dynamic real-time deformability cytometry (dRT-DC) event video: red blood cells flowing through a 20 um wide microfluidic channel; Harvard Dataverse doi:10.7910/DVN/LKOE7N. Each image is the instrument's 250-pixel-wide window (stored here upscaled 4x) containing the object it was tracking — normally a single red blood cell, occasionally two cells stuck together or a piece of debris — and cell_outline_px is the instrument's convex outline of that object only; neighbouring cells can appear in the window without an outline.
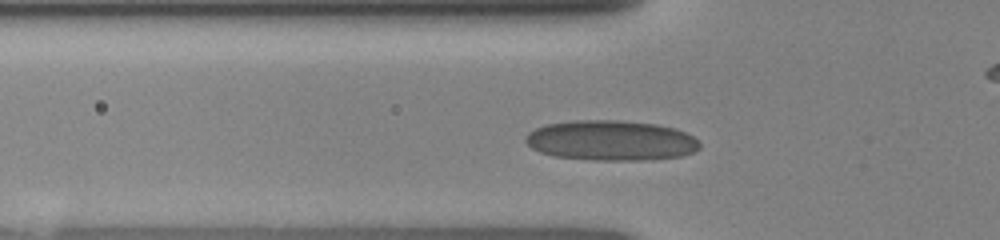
{"species": "human", "species_latin": "Homo sapiens", "temperature_condition": "room temperature", "stored_images_in_passage": 39, "camera_frame_rate_fps": 3000, "um_per_image_px": 0.085, "donor": {"sex": "female"}, "frame": {"image": 1, "passage_image": 10, "time_ms": 2.667, "image_size_px": [1000, 240], "cell_outline_px": [[700, 148], [692, 152], [680, 156], [648, 160], [592, 160], [552, 156], [540, 152], [532, 148], [524, 140], [524, 136], [528, 132], [536, 128], [548, 124], [572, 120], [620, 120], [656, 124], [672, 128], [684, 132], [692, 136], [700, 144]], "centroid_in_image_um": [51.89, 11.94], "position_along_channel_um": 73.9, "area_um2": 40.81}}
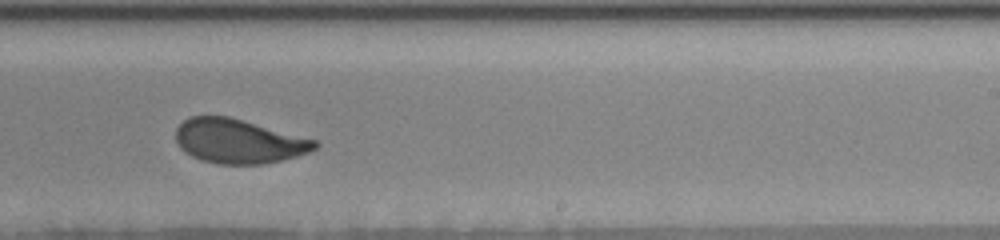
{"frame": {"image": 2, "passage_image": 26, "time_ms": 7.333, "image_size_px": [1000, 240], "cell_outline_px": [[320, 144], [316, 148], [308, 152], [296, 156], [264, 164], [216, 164], [200, 160], [184, 152], [180, 148], [176, 140], [176, 128], [184, 120], [192, 116], [228, 116], [316, 140]], "centroid_in_image_um": [20.25, 12.01], "position_along_channel_um": 268.7, "area_um2": 35.72}}
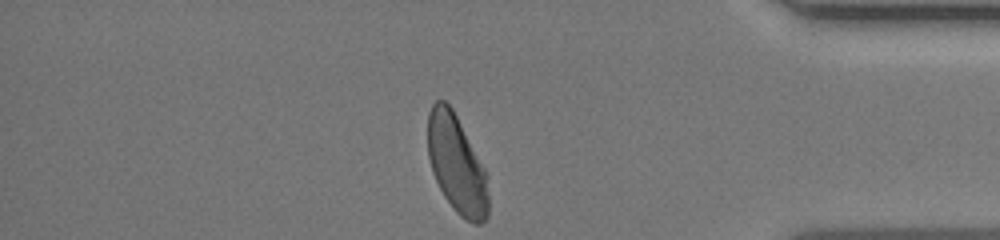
{"frame": {"image": 3, "passage_image": 39, "time_ms": 11.0, "image_size_px": [1000, 240], "cell_outline_px": [[488, 216], [480, 224], [472, 224], [460, 216], [452, 208], [444, 196], [432, 172], [428, 156], [428, 112], [432, 104], [436, 100], [444, 100], [452, 108], [484, 168], [488, 196]], "centroid_in_image_um": [38.79, 13.98], "position_along_channel_um": 396.4, "area_um2": 34.33}}